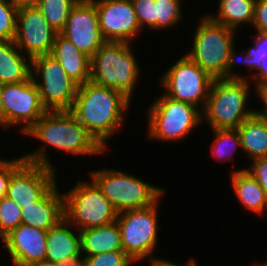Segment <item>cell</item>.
Segmentation results:
<instances>
[{
    "instance_id": "1",
    "label": "cell",
    "mask_w": 267,
    "mask_h": 266,
    "mask_svg": "<svg viewBox=\"0 0 267 266\" xmlns=\"http://www.w3.org/2000/svg\"><path fill=\"white\" fill-rule=\"evenodd\" d=\"M129 102L122 92L89 81L78 86L69 111L106 148L108 138L124 122L123 111Z\"/></svg>"
},
{
    "instance_id": "2",
    "label": "cell",
    "mask_w": 267,
    "mask_h": 266,
    "mask_svg": "<svg viewBox=\"0 0 267 266\" xmlns=\"http://www.w3.org/2000/svg\"><path fill=\"white\" fill-rule=\"evenodd\" d=\"M25 134L76 155H95L105 150L69 110L47 111Z\"/></svg>"
},
{
    "instance_id": "3",
    "label": "cell",
    "mask_w": 267,
    "mask_h": 266,
    "mask_svg": "<svg viewBox=\"0 0 267 266\" xmlns=\"http://www.w3.org/2000/svg\"><path fill=\"white\" fill-rule=\"evenodd\" d=\"M248 83L246 79H213L202 108V117L212 129H237L256 112L246 109Z\"/></svg>"
},
{
    "instance_id": "4",
    "label": "cell",
    "mask_w": 267,
    "mask_h": 266,
    "mask_svg": "<svg viewBox=\"0 0 267 266\" xmlns=\"http://www.w3.org/2000/svg\"><path fill=\"white\" fill-rule=\"evenodd\" d=\"M90 64V81L122 92L131 99L140 69L129 43L106 41L91 57Z\"/></svg>"
},
{
    "instance_id": "5",
    "label": "cell",
    "mask_w": 267,
    "mask_h": 266,
    "mask_svg": "<svg viewBox=\"0 0 267 266\" xmlns=\"http://www.w3.org/2000/svg\"><path fill=\"white\" fill-rule=\"evenodd\" d=\"M196 28L194 43L186 55L198 64L213 79H225V68L231 49L234 47L235 30L203 17Z\"/></svg>"
},
{
    "instance_id": "6",
    "label": "cell",
    "mask_w": 267,
    "mask_h": 266,
    "mask_svg": "<svg viewBox=\"0 0 267 266\" xmlns=\"http://www.w3.org/2000/svg\"><path fill=\"white\" fill-rule=\"evenodd\" d=\"M91 176L118 213L150 207L164 193V190L118 170H96Z\"/></svg>"
},
{
    "instance_id": "7",
    "label": "cell",
    "mask_w": 267,
    "mask_h": 266,
    "mask_svg": "<svg viewBox=\"0 0 267 266\" xmlns=\"http://www.w3.org/2000/svg\"><path fill=\"white\" fill-rule=\"evenodd\" d=\"M64 214L69 224L77 225L78 231L100 227L116 221L118 212L93 181L78 182L64 194Z\"/></svg>"
},
{
    "instance_id": "8",
    "label": "cell",
    "mask_w": 267,
    "mask_h": 266,
    "mask_svg": "<svg viewBox=\"0 0 267 266\" xmlns=\"http://www.w3.org/2000/svg\"><path fill=\"white\" fill-rule=\"evenodd\" d=\"M147 113L148 137L165 141L185 138L203 118L197 107L164 94L156 99Z\"/></svg>"
},
{
    "instance_id": "9",
    "label": "cell",
    "mask_w": 267,
    "mask_h": 266,
    "mask_svg": "<svg viewBox=\"0 0 267 266\" xmlns=\"http://www.w3.org/2000/svg\"><path fill=\"white\" fill-rule=\"evenodd\" d=\"M41 150L22 156L25 162L11 175L6 196L21 208L37 201L54 183L55 169Z\"/></svg>"
},
{
    "instance_id": "10",
    "label": "cell",
    "mask_w": 267,
    "mask_h": 266,
    "mask_svg": "<svg viewBox=\"0 0 267 266\" xmlns=\"http://www.w3.org/2000/svg\"><path fill=\"white\" fill-rule=\"evenodd\" d=\"M33 72H36L37 75L40 73L42 83L38 82L37 75ZM31 76L47 111L71 109L79 85L68 76L61 64L52 55L32 58Z\"/></svg>"
},
{
    "instance_id": "11",
    "label": "cell",
    "mask_w": 267,
    "mask_h": 266,
    "mask_svg": "<svg viewBox=\"0 0 267 266\" xmlns=\"http://www.w3.org/2000/svg\"><path fill=\"white\" fill-rule=\"evenodd\" d=\"M157 205L127 210L118 213V224L123 251L133 260L148 257L155 250L157 242Z\"/></svg>"
},
{
    "instance_id": "12",
    "label": "cell",
    "mask_w": 267,
    "mask_h": 266,
    "mask_svg": "<svg viewBox=\"0 0 267 266\" xmlns=\"http://www.w3.org/2000/svg\"><path fill=\"white\" fill-rule=\"evenodd\" d=\"M165 87L164 95L198 107H205L213 78L186 54L180 58L161 78Z\"/></svg>"
},
{
    "instance_id": "13",
    "label": "cell",
    "mask_w": 267,
    "mask_h": 266,
    "mask_svg": "<svg viewBox=\"0 0 267 266\" xmlns=\"http://www.w3.org/2000/svg\"><path fill=\"white\" fill-rule=\"evenodd\" d=\"M3 127L20 125L27 132L46 112L32 76L19 83L3 84Z\"/></svg>"
},
{
    "instance_id": "14",
    "label": "cell",
    "mask_w": 267,
    "mask_h": 266,
    "mask_svg": "<svg viewBox=\"0 0 267 266\" xmlns=\"http://www.w3.org/2000/svg\"><path fill=\"white\" fill-rule=\"evenodd\" d=\"M57 34L37 6L18 9L14 42L26 49L29 61L51 54Z\"/></svg>"
},
{
    "instance_id": "15",
    "label": "cell",
    "mask_w": 267,
    "mask_h": 266,
    "mask_svg": "<svg viewBox=\"0 0 267 266\" xmlns=\"http://www.w3.org/2000/svg\"><path fill=\"white\" fill-rule=\"evenodd\" d=\"M60 34L91 58L106 42L99 26L95 3L92 0H79Z\"/></svg>"
},
{
    "instance_id": "16",
    "label": "cell",
    "mask_w": 267,
    "mask_h": 266,
    "mask_svg": "<svg viewBox=\"0 0 267 266\" xmlns=\"http://www.w3.org/2000/svg\"><path fill=\"white\" fill-rule=\"evenodd\" d=\"M106 41L129 43L140 31L132 0H92Z\"/></svg>"
},
{
    "instance_id": "17",
    "label": "cell",
    "mask_w": 267,
    "mask_h": 266,
    "mask_svg": "<svg viewBox=\"0 0 267 266\" xmlns=\"http://www.w3.org/2000/svg\"><path fill=\"white\" fill-rule=\"evenodd\" d=\"M47 232L21 223L2 239L14 266H36L45 261Z\"/></svg>"
},
{
    "instance_id": "18",
    "label": "cell",
    "mask_w": 267,
    "mask_h": 266,
    "mask_svg": "<svg viewBox=\"0 0 267 266\" xmlns=\"http://www.w3.org/2000/svg\"><path fill=\"white\" fill-rule=\"evenodd\" d=\"M22 224L48 231L64 214V195H59L56 182L35 202L21 206Z\"/></svg>"
},
{
    "instance_id": "19",
    "label": "cell",
    "mask_w": 267,
    "mask_h": 266,
    "mask_svg": "<svg viewBox=\"0 0 267 266\" xmlns=\"http://www.w3.org/2000/svg\"><path fill=\"white\" fill-rule=\"evenodd\" d=\"M68 220L62 219L47 232L46 261L60 263L67 266L82 264L81 234H74L68 228Z\"/></svg>"
},
{
    "instance_id": "20",
    "label": "cell",
    "mask_w": 267,
    "mask_h": 266,
    "mask_svg": "<svg viewBox=\"0 0 267 266\" xmlns=\"http://www.w3.org/2000/svg\"><path fill=\"white\" fill-rule=\"evenodd\" d=\"M63 67L68 76L78 85L91 78V58L82 53L70 40L57 34L51 54Z\"/></svg>"
},
{
    "instance_id": "21",
    "label": "cell",
    "mask_w": 267,
    "mask_h": 266,
    "mask_svg": "<svg viewBox=\"0 0 267 266\" xmlns=\"http://www.w3.org/2000/svg\"><path fill=\"white\" fill-rule=\"evenodd\" d=\"M14 40L0 41V83H19L31 76V61L20 54ZM29 64V65H28Z\"/></svg>"
},
{
    "instance_id": "22",
    "label": "cell",
    "mask_w": 267,
    "mask_h": 266,
    "mask_svg": "<svg viewBox=\"0 0 267 266\" xmlns=\"http://www.w3.org/2000/svg\"><path fill=\"white\" fill-rule=\"evenodd\" d=\"M82 251L87 256L123 250L117 222L80 231Z\"/></svg>"
},
{
    "instance_id": "23",
    "label": "cell",
    "mask_w": 267,
    "mask_h": 266,
    "mask_svg": "<svg viewBox=\"0 0 267 266\" xmlns=\"http://www.w3.org/2000/svg\"><path fill=\"white\" fill-rule=\"evenodd\" d=\"M232 186L240 202L252 212L261 213L267 209V198L258 181L247 169L233 171Z\"/></svg>"
},
{
    "instance_id": "24",
    "label": "cell",
    "mask_w": 267,
    "mask_h": 266,
    "mask_svg": "<svg viewBox=\"0 0 267 266\" xmlns=\"http://www.w3.org/2000/svg\"><path fill=\"white\" fill-rule=\"evenodd\" d=\"M241 148L253 160L267 156V125L256 112L247 118L238 128Z\"/></svg>"
},
{
    "instance_id": "25",
    "label": "cell",
    "mask_w": 267,
    "mask_h": 266,
    "mask_svg": "<svg viewBox=\"0 0 267 266\" xmlns=\"http://www.w3.org/2000/svg\"><path fill=\"white\" fill-rule=\"evenodd\" d=\"M218 15H208L213 21L236 29L240 23L252 24L256 0H219Z\"/></svg>"
},
{
    "instance_id": "26",
    "label": "cell",
    "mask_w": 267,
    "mask_h": 266,
    "mask_svg": "<svg viewBox=\"0 0 267 266\" xmlns=\"http://www.w3.org/2000/svg\"><path fill=\"white\" fill-rule=\"evenodd\" d=\"M79 0H38L37 7L51 27L60 34L65 28L72 8Z\"/></svg>"
},
{
    "instance_id": "27",
    "label": "cell",
    "mask_w": 267,
    "mask_h": 266,
    "mask_svg": "<svg viewBox=\"0 0 267 266\" xmlns=\"http://www.w3.org/2000/svg\"><path fill=\"white\" fill-rule=\"evenodd\" d=\"M21 208L15 201L4 196L0 199V237L3 239L21 224Z\"/></svg>"
},
{
    "instance_id": "28",
    "label": "cell",
    "mask_w": 267,
    "mask_h": 266,
    "mask_svg": "<svg viewBox=\"0 0 267 266\" xmlns=\"http://www.w3.org/2000/svg\"><path fill=\"white\" fill-rule=\"evenodd\" d=\"M212 130L216 136L215 143L212 146L213 157L215 158L217 157L216 159L218 160L230 159L232 156L233 149L235 150L237 148L236 146L241 147L240 136L237 129H212ZM230 144H232L234 147ZM228 145H230L231 148L233 147L231 153L229 151L230 148L229 149L227 148Z\"/></svg>"
},
{
    "instance_id": "29",
    "label": "cell",
    "mask_w": 267,
    "mask_h": 266,
    "mask_svg": "<svg viewBox=\"0 0 267 266\" xmlns=\"http://www.w3.org/2000/svg\"><path fill=\"white\" fill-rule=\"evenodd\" d=\"M156 29L174 25L181 19L180 0H154Z\"/></svg>"
},
{
    "instance_id": "30",
    "label": "cell",
    "mask_w": 267,
    "mask_h": 266,
    "mask_svg": "<svg viewBox=\"0 0 267 266\" xmlns=\"http://www.w3.org/2000/svg\"><path fill=\"white\" fill-rule=\"evenodd\" d=\"M18 9L9 0H0V41L14 40Z\"/></svg>"
},
{
    "instance_id": "31",
    "label": "cell",
    "mask_w": 267,
    "mask_h": 266,
    "mask_svg": "<svg viewBox=\"0 0 267 266\" xmlns=\"http://www.w3.org/2000/svg\"><path fill=\"white\" fill-rule=\"evenodd\" d=\"M133 262L123 250L109 251L82 258L83 266H131Z\"/></svg>"
},
{
    "instance_id": "32",
    "label": "cell",
    "mask_w": 267,
    "mask_h": 266,
    "mask_svg": "<svg viewBox=\"0 0 267 266\" xmlns=\"http://www.w3.org/2000/svg\"><path fill=\"white\" fill-rule=\"evenodd\" d=\"M135 14L140 25V29L144 25L156 29L155 18V1L154 0H132Z\"/></svg>"
},
{
    "instance_id": "33",
    "label": "cell",
    "mask_w": 267,
    "mask_h": 266,
    "mask_svg": "<svg viewBox=\"0 0 267 266\" xmlns=\"http://www.w3.org/2000/svg\"><path fill=\"white\" fill-rule=\"evenodd\" d=\"M254 42L255 45L246 51L249 56V68L260 70L262 59H267V33L257 32Z\"/></svg>"
},
{
    "instance_id": "34",
    "label": "cell",
    "mask_w": 267,
    "mask_h": 266,
    "mask_svg": "<svg viewBox=\"0 0 267 266\" xmlns=\"http://www.w3.org/2000/svg\"><path fill=\"white\" fill-rule=\"evenodd\" d=\"M25 162L23 157L6 161L0 159V199L6 196L11 175Z\"/></svg>"
},
{
    "instance_id": "35",
    "label": "cell",
    "mask_w": 267,
    "mask_h": 266,
    "mask_svg": "<svg viewBox=\"0 0 267 266\" xmlns=\"http://www.w3.org/2000/svg\"><path fill=\"white\" fill-rule=\"evenodd\" d=\"M251 25L257 32L267 33V0H256Z\"/></svg>"
},
{
    "instance_id": "36",
    "label": "cell",
    "mask_w": 267,
    "mask_h": 266,
    "mask_svg": "<svg viewBox=\"0 0 267 266\" xmlns=\"http://www.w3.org/2000/svg\"><path fill=\"white\" fill-rule=\"evenodd\" d=\"M250 170H247L263 188L267 198V156L256 158Z\"/></svg>"
},
{
    "instance_id": "37",
    "label": "cell",
    "mask_w": 267,
    "mask_h": 266,
    "mask_svg": "<svg viewBox=\"0 0 267 266\" xmlns=\"http://www.w3.org/2000/svg\"><path fill=\"white\" fill-rule=\"evenodd\" d=\"M233 49H234V47L230 51V54L228 57V62H227L226 68H225V79H244L245 77H242V75L237 76V74L235 75L234 72H232V70H231V69H233V66L235 64V59L237 58L236 53ZM243 53H245L246 55L244 56V59L242 62L249 66V56L245 50ZM242 58L243 57H241V59Z\"/></svg>"
},
{
    "instance_id": "38",
    "label": "cell",
    "mask_w": 267,
    "mask_h": 266,
    "mask_svg": "<svg viewBox=\"0 0 267 266\" xmlns=\"http://www.w3.org/2000/svg\"><path fill=\"white\" fill-rule=\"evenodd\" d=\"M255 74V75H254ZM253 74V78H257L256 82V88H259L261 86L267 85V59L264 57L262 59L261 65H260V70L259 72H256Z\"/></svg>"
},
{
    "instance_id": "39",
    "label": "cell",
    "mask_w": 267,
    "mask_h": 266,
    "mask_svg": "<svg viewBox=\"0 0 267 266\" xmlns=\"http://www.w3.org/2000/svg\"><path fill=\"white\" fill-rule=\"evenodd\" d=\"M256 91L258 93L259 98L263 101L265 105L264 110L257 111L256 109V113L261 117H267V85L256 88Z\"/></svg>"
},
{
    "instance_id": "40",
    "label": "cell",
    "mask_w": 267,
    "mask_h": 266,
    "mask_svg": "<svg viewBox=\"0 0 267 266\" xmlns=\"http://www.w3.org/2000/svg\"><path fill=\"white\" fill-rule=\"evenodd\" d=\"M17 9L25 7H36L38 0H9Z\"/></svg>"
},
{
    "instance_id": "41",
    "label": "cell",
    "mask_w": 267,
    "mask_h": 266,
    "mask_svg": "<svg viewBox=\"0 0 267 266\" xmlns=\"http://www.w3.org/2000/svg\"><path fill=\"white\" fill-rule=\"evenodd\" d=\"M150 259H152V262H151L152 265L151 266H178L176 264H173L171 262H168V261H165V260H162V259H156V258H150ZM186 266H197V265L195 263V260L191 259V260L188 261Z\"/></svg>"
},
{
    "instance_id": "42",
    "label": "cell",
    "mask_w": 267,
    "mask_h": 266,
    "mask_svg": "<svg viewBox=\"0 0 267 266\" xmlns=\"http://www.w3.org/2000/svg\"><path fill=\"white\" fill-rule=\"evenodd\" d=\"M3 84L0 83V125L3 126V102H2Z\"/></svg>"
},
{
    "instance_id": "43",
    "label": "cell",
    "mask_w": 267,
    "mask_h": 266,
    "mask_svg": "<svg viewBox=\"0 0 267 266\" xmlns=\"http://www.w3.org/2000/svg\"><path fill=\"white\" fill-rule=\"evenodd\" d=\"M36 266H67V265H64V264H60V263H54V262H49V261H44L43 263H40Z\"/></svg>"
},
{
    "instance_id": "44",
    "label": "cell",
    "mask_w": 267,
    "mask_h": 266,
    "mask_svg": "<svg viewBox=\"0 0 267 266\" xmlns=\"http://www.w3.org/2000/svg\"><path fill=\"white\" fill-rule=\"evenodd\" d=\"M254 266H267V262L265 264H255Z\"/></svg>"
},
{
    "instance_id": "45",
    "label": "cell",
    "mask_w": 267,
    "mask_h": 266,
    "mask_svg": "<svg viewBox=\"0 0 267 266\" xmlns=\"http://www.w3.org/2000/svg\"><path fill=\"white\" fill-rule=\"evenodd\" d=\"M267 125V117H262Z\"/></svg>"
}]
</instances>
